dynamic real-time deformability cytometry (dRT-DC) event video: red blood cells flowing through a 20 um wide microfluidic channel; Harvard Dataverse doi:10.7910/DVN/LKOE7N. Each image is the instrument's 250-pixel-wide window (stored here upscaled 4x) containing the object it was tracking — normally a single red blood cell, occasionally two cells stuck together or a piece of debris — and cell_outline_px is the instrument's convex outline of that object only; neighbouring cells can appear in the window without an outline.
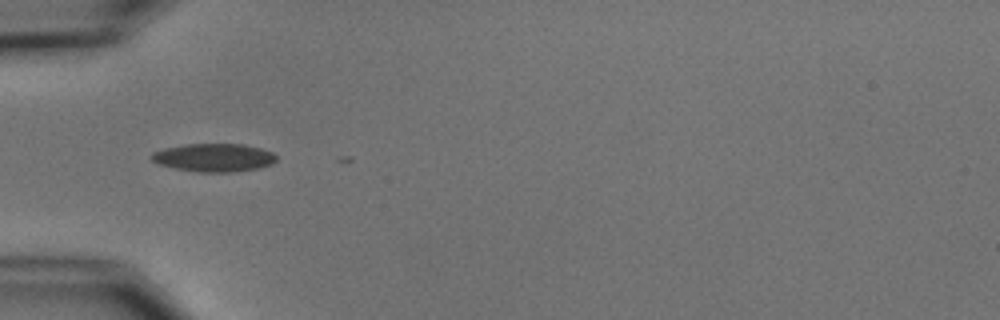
{"species": "common noctule bat (a hibernating species)", "species_latin": "Nyctalus noctula", "temperature_condition": "cold", "stored_images_in_passage": 1, "camera_frame_rate_fps": 3000, "um_per_image_px": 0.085, "animal": {"sex": "male", "body_mass_g": 15.6}, "frame": {"image": 1, "passage_image": 1, "time_ms": 0.0, "image_size_px": [1000, 320], "cell_outline_px": [[276, 160], [272, 164], [256, 168], [232, 172], [196, 172], [176, 168], [160, 164], [152, 160], [152, 152], [164, 148], [184, 144], [244, 144], [260, 148], [272, 152], [276, 156]], "centroid_in_image_um": [18.18, 13.39], "position_along_channel_um": 66.8, "area_um2": 20.35}}